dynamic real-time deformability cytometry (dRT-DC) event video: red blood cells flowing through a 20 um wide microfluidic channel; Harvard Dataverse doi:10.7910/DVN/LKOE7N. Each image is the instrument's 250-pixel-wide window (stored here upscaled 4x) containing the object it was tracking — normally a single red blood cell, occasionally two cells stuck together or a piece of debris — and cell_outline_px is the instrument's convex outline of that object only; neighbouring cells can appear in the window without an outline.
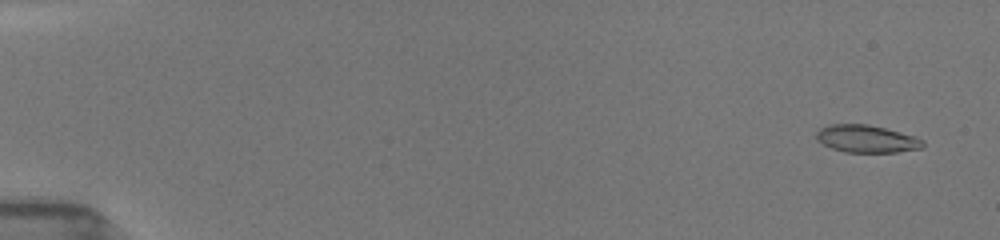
{"species": "common noctule bat (a hibernating species)", "species_latin": "Nyctalus noctula", "temperature_condition": "room temperature", "stored_images_in_passage": 53, "camera_frame_rate_fps": 3000, "um_per_image_px": 0.085, "animal": {"sex": "female", "body_mass_g": 19.5, "forearm_length_mm": 54.1}, "frame": {"image": 1, "passage_image": 3, "time_ms": 0.667, "image_size_px": [1000, 240], "cell_outline_px": [[924, 144], [920, 148], [896, 152], [844, 152], [832, 148], [816, 140], [816, 132], [820, 128], [828, 124], [868, 124], [916, 136], [924, 140]], "centroid_in_image_um": [73.64, 11.79], "position_along_channel_um": 11.4, "area_um2": 17.05}}
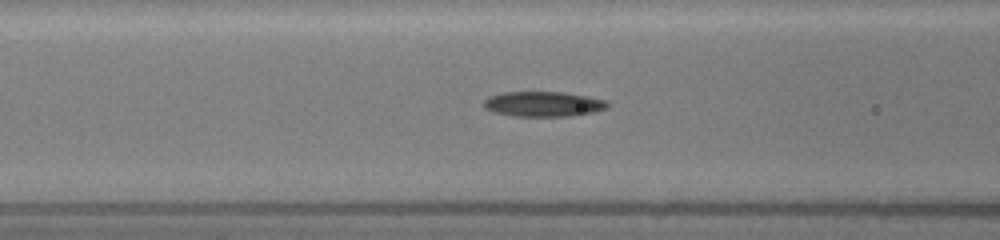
{"frame": {"image": 2, "passage_image": 23, "time_ms": 7.333, "image_size_px": [1000, 240], "cell_outline_px": [[608, 108], [592, 112], [568, 116], [512, 116], [492, 112], [484, 108], [484, 100], [488, 96], [504, 92], [564, 92], [588, 96], [604, 100], [608, 104]], "centroid_in_image_um": [46.13, 8.84], "position_along_channel_um": 120.5, "area_um2": 18.09}}
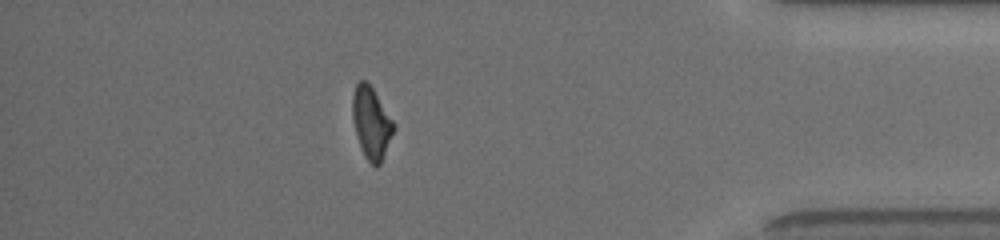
{"frame": {"image": 3, "passage_image": 47, "time_ms": 15.333, "image_size_px": [1000, 240], "cell_outline_px": [[396, 128], [380, 164], [376, 168], [364, 156], [356, 132], [352, 116], [352, 96], [356, 84], [360, 80], [364, 80], [372, 88], [396, 124]], "centroid_in_image_um": [31.58, 10.45], "position_along_channel_um": 403.6, "area_um2": 17.11}, "authors_computed_cell_mechanics": {"area_um2": 17.629, "velocity_mm_per_s": 3.9597, "shape_relaxation_time_tau1_ms": 6.8953, "shape_relaxation_time_tau2_ms": 2.9107, "deformation_change_tau1": 0.2172, "deformation_change_tau2": 0.093}}